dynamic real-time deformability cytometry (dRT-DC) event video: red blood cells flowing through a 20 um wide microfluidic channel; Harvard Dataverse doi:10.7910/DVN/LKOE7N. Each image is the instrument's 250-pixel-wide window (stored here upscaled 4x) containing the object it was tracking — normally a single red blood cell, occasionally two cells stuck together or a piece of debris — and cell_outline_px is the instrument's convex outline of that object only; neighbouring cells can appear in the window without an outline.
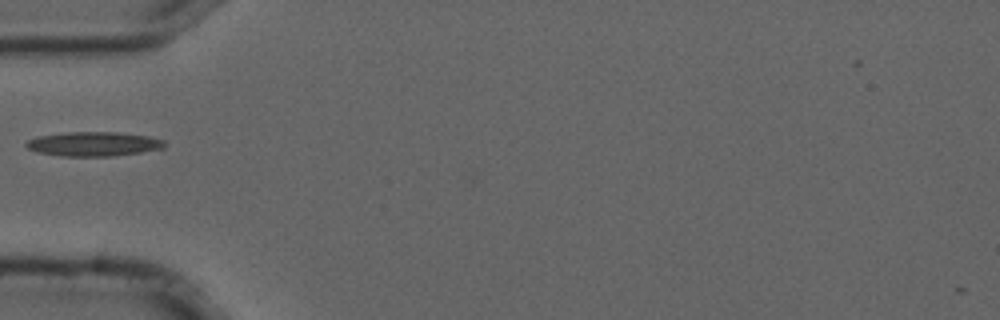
{"species": "common noctule bat (a hibernating species)", "species_latin": "Nyctalus noctula", "temperature_condition": "cold", "stored_images_in_passage": 38, "camera_frame_rate_fps": 3000, "um_per_image_px": 0.085, "animal": {"sex": "male", "forearm_length_mm": 52.5}, "frame": {"image": 1, "passage_image": 1, "time_ms": 0.0, "image_size_px": [1000, 320], "cell_outline_px": [[164, 148], [140, 152], [112, 156], [60, 156], [40, 152], [28, 148], [24, 144], [28, 140], [36, 136], [64, 132], [120, 132], [148, 136], [164, 140]], "centroid_in_image_um": [7.94, 12.23], "position_along_channel_um": 77.1, "area_um2": 19.59}}
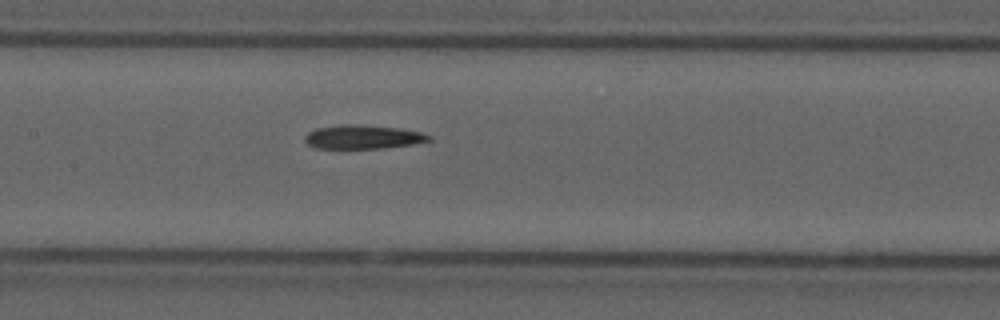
{"frame": {"image": 2, "passage_image": 9, "time_ms": 2.667, "image_size_px": [1000, 320], "cell_outline_px": [[432, 140], [412, 144], [384, 148], [316, 148], [308, 144], [304, 140], [304, 136], [308, 132], [316, 128], [344, 124], [364, 124], [400, 128], [424, 132], [432, 136]], "centroid_in_image_um": [30.88, 11.63], "position_along_channel_um": 176.5, "area_um2": 17.46}}
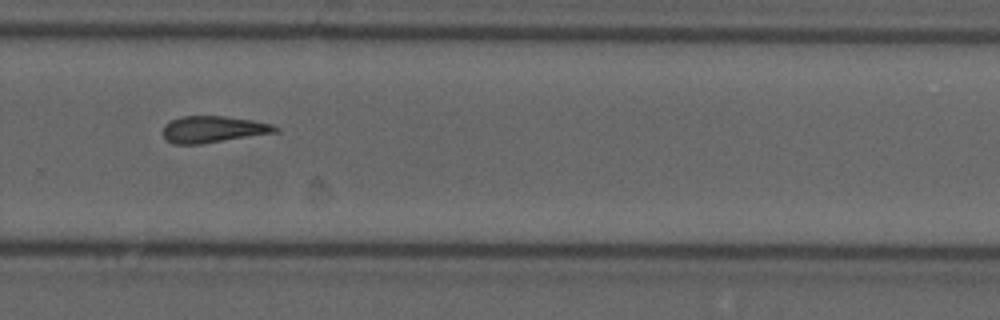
{"frame": {"image": 3, "passage_image": 20, "time_ms": 6.333, "image_size_px": [1000, 320], "cell_outline_px": [[280, 132], [200, 144], [176, 144], [168, 140], [164, 136], [164, 124], [180, 116], [224, 116], [252, 120], [272, 124], [280, 128]], "centroid_in_image_um": [18.17, 10.99], "position_along_channel_um": 311.6, "area_um2": 17.4}}